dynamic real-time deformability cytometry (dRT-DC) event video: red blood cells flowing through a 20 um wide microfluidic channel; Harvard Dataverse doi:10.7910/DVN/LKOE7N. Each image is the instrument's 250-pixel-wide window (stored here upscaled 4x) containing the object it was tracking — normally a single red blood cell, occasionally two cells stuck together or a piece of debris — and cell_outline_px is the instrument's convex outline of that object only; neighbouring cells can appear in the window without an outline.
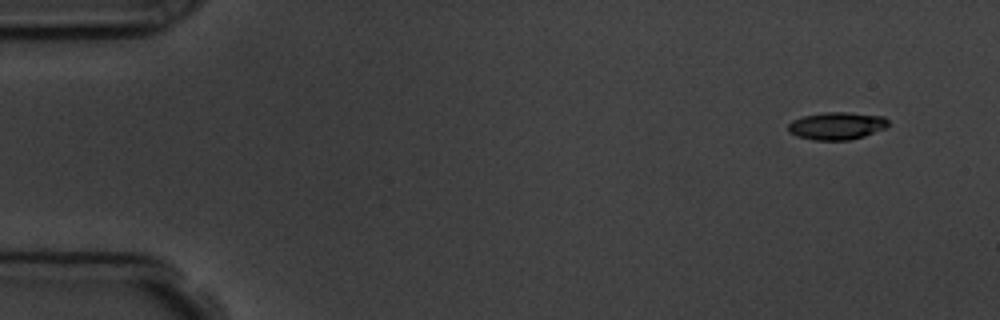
{"species": "common noctule bat (a hibernating species)", "species_latin": "Nyctalus noctula", "temperature_condition": "room temperature", "stored_images_in_passage": 8, "camera_frame_rate_fps": 3000, "um_per_image_px": 0.085, "animal": {"sex": "male", "body_mass_g": 19.5, "forearm_length_mm": 54.6}, "frame": {"image": 1, "passage_image": 1, "time_ms": 0.0, "image_size_px": [1000, 320], "cell_outline_px": [[888, 128], [864, 136], [848, 140], [812, 140], [796, 136], [788, 132], [788, 124], [792, 120], [804, 116], [824, 112], [848, 112], [884, 116], [888, 120]], "centroid_in_image_um": [71.13, 10.7], "position_along_channel_um": 13.9, "area_um2": 16.24}}
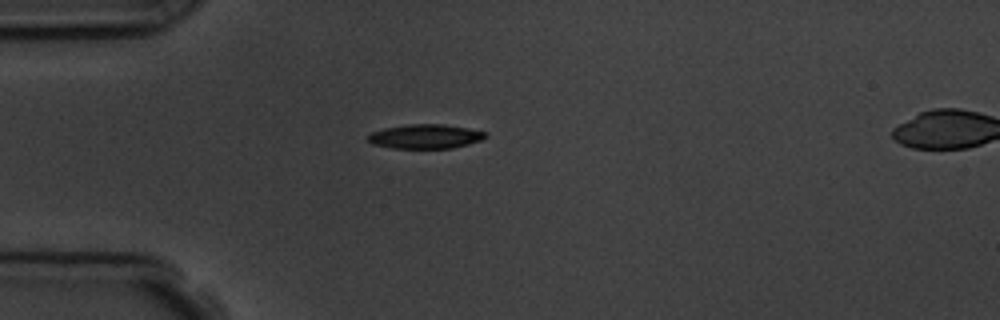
{"frame": {"image": 2, "passage_image": 4, "time_ms": 3.667, "image_size_px": [1000, 320], "cell_outline_px": [[488, 136], [484, 140], [452, 148], [392, 148], [372, 144], [368, 140], [368, 136], [372, 132], [384, 128], [408, 124], [444, 124], [468, 128], [488, 132]], "centroid_in_image_um": [36.21, 11.59], "position_along_channel_um": 48.8, "area_um2": 16.76}}